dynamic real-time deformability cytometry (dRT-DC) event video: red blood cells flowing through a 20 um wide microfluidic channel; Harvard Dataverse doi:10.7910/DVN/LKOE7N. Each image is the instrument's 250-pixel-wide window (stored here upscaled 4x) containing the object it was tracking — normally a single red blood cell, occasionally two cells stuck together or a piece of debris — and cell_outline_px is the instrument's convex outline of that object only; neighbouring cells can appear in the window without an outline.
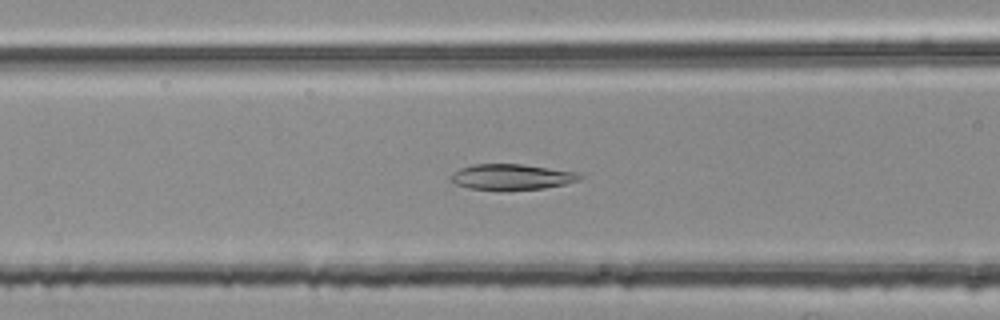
{"species": "common noctule bat (a hibernating species)", "species_latin": "Nyctalus noctula", "temperature_condition": "room temperature", "stored_images_in_passage": 38, "camera_frame_rate_fps": 3000, "um_per_image_px": 0.085, "animal": {"sex": "female", "body_mass_g": 25.1}, "frame": {"image": 1, "passage_image": 7, "time_ms": 2.0, "image_size_px": [1000, 320], "cell_outline_px": [[584, 176], [580, 180], [564, 184], [544, 188], [468, 188], [456, 184], [448, 176], [452, 172], [460, 168], [472, 164], [520, 164], [576, 172]], "centroid_in_image_um": [43.47, 15.0], "position_along_channel_um": 123.1, "area_um2": 18.67}}
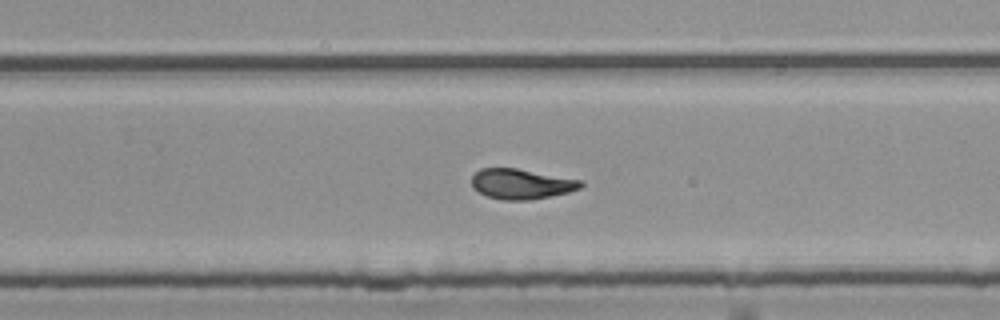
{"frame": {"image": 2, "passage_image": 20, "time_ms": 6.333, "image_size_px": [1000, 320], "cell_outline_px": [[584, 184], [580, 188], [568, 192], [528, 200], [504, 200], [488, 196], [472, 188], [472, 176], [480, 168], [516, 168], [584, 180]], "centroid_in_image_um": [44.32, 15.62], "position_along_channel_um": 285.5, "area_um2": 19.13}}
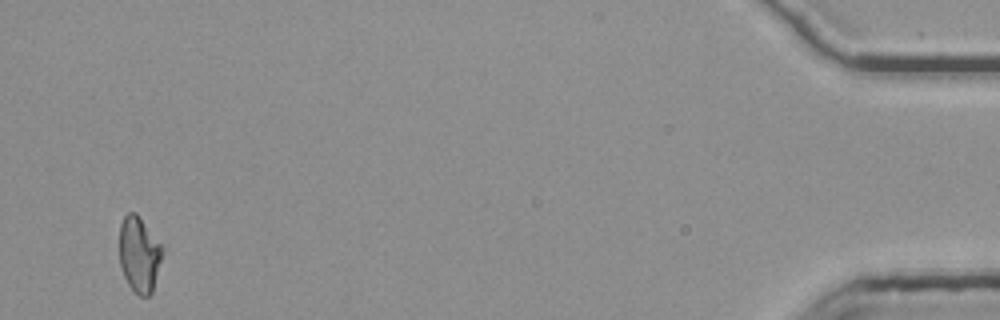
{"frame": {"image": 3, "passage_image": 38, "time_ms": 12.333, "image_size_px": [1000, 320], "cell_outline_px": [[164, 248], [152, 292], [148, 296], [140, 296], [128, 284], [124, 276], [120, 264], [120, 224], [124, 216], [128, 212], [136, 212], [164, 244]], "centroid_in_image_um": [11.86, 21.57], "position_along_channel_um": 423.3, "area_um2": 19.13}, "authors_computed_cell_mechanics": {"area_um2": 19.3341, "velocity_mm_per_s": 3.7559, "shape_relaxation_time_tau1_ms": 9.1132, "shape_relaxation_time_tau2_ms": 1.5704, "deformation_change_tau1": 0.2389, "deformation_change_tau2": 0.0758}}